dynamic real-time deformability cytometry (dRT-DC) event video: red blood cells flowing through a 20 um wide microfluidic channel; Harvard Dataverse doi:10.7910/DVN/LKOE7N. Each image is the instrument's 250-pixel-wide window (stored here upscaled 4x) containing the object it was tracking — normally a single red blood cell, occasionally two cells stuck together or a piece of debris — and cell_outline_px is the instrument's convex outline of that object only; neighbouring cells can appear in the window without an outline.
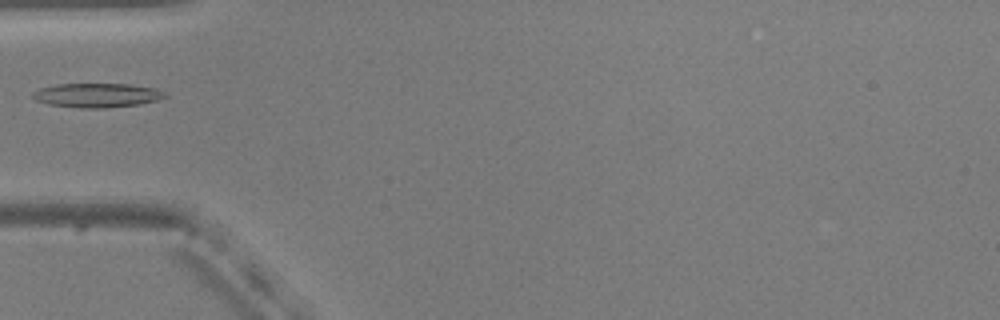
{"species": "common noctule bat (a hibernating species)", "species_latin": "Nyctalus noctula", "temperature_condition": "warm", "stored_images_in_passage": 35, "camera_frame_rate_fps": 3000, "um_per_image_px": 0.085, "animal": {"sex": "male", "body_mass_g": 20.5, "forearm_length_mm": 52.5}, "frame": {"image": 1, "passage_image": 1, "time_ms": 0.0, "image_size_px": [1000, 320], "cell_outline_px": [[168, 96], [156, 100], [140, 104], [104, 108], [80, 108], [48, 104], [36, 100], [32, 96], [32, 92], [40, 88], [56, 84], [132, 84], [156, 88], [164, 92]], "centroid_in_image_um": [8.25, 8.09], "position_along_channel_um": 76.8, "area_um2": 18.67}}
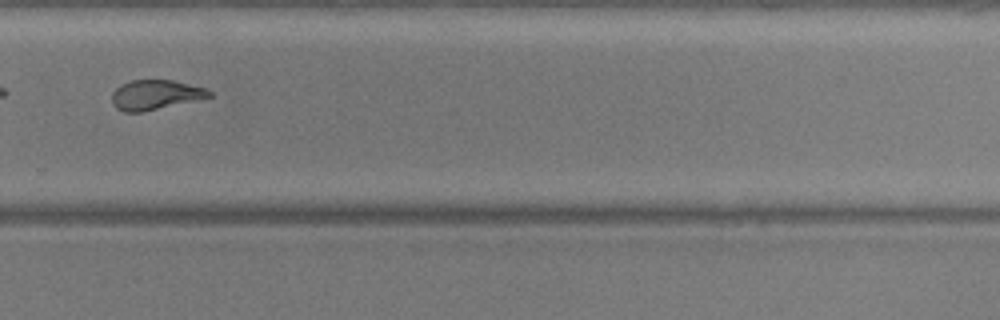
{"frame": {"image": 2, "passage_image": 20, "time_ms": 6.333, "image_size_px": [1000, 320], "cell_outline_px": [[212, 96], [196, 100], [140, 112], [124, 112], [116, 108], [112, 104], [112, 92], [116, 88], [132, 80], [172, 80], [204, 88], [212, 92]], "centroid_in_image_um": [13.18, 8.06], "position_along_channel_um": 316.6, "area_um2": 16.53}}